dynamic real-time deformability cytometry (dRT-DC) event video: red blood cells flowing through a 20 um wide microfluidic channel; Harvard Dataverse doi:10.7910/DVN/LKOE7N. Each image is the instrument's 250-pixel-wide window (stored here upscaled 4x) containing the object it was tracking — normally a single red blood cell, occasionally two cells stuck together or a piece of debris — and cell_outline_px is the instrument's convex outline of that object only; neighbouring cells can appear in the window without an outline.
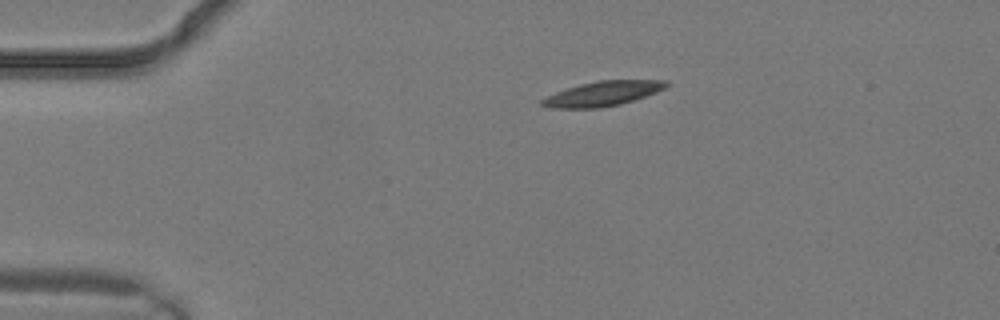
{"species": "common noctule bat (a hibernating species)", "species_latin": "Nyctalus noctula", "temperature_condition": "warm", "stored_images_in_passage": 1, "camera_frame_rate_fps": 3000, "um_per_image_px": 0.085, "animal": {"sex": "male", "body_mass_g": 19.2, "forearm_length_mm": 51.8}, "frame": {"image": 1, "passage_image": 1, "time_ms": 0.0, "image_size_px": [1000, 320], "cell_outline_px": [[668, 84], [664, 88], [656, 92], [620, 104], [600, 108], [552, 108], [540, 104], [540, 100], [556, 92], [580, 84], [600, 80], [668, 80]], "centroid_in_image_um": [51.22, 7.96], "position_along_channel_um": 33.8, "area_um2": 17.63}}